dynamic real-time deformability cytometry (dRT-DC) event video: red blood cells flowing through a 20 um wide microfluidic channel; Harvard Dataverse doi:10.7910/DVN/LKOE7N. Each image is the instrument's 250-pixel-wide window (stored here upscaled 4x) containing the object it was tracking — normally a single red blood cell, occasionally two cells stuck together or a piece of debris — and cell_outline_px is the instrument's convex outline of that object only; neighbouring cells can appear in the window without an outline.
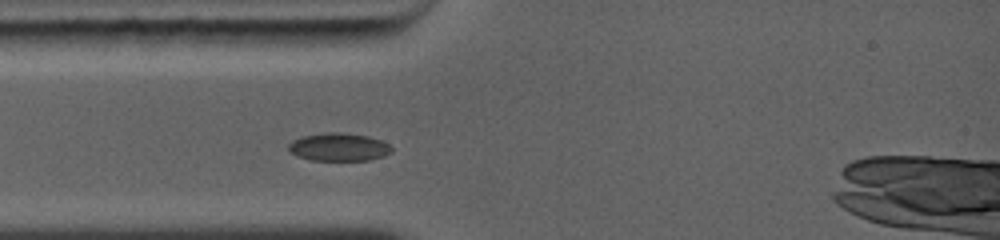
{"species": "common noctule bat (a hibernating species)", "species_latin": "Nyctalus noctula", "temperature_condition": "warm", "stored_images_in_passage": 27, "camera_frame_rate_fps": 5000, "um_per_image_px": 0.085, "animal": {"sex": "female", "body_mass_g": 19.0, "forearm_length_mm": 56.7}, "frame": {"image": 1, "passage_image": 12, "time_ms": 2.8, "image_size_px": [1000, 240], "cell_outline_px": [[392, 152], [384, 156], [368, 160], [312, 160], [296, 156], [288, 152], [288, 144], [292, 140], [304, 136], [324, 132], [340, 132], [368, 136], [380, 140], [388, 144], [392, 148]], "centroid_in_image_um": [28.77, 12.5], "position_along_channel_um": 56.2, "area_um2": 16.88}}